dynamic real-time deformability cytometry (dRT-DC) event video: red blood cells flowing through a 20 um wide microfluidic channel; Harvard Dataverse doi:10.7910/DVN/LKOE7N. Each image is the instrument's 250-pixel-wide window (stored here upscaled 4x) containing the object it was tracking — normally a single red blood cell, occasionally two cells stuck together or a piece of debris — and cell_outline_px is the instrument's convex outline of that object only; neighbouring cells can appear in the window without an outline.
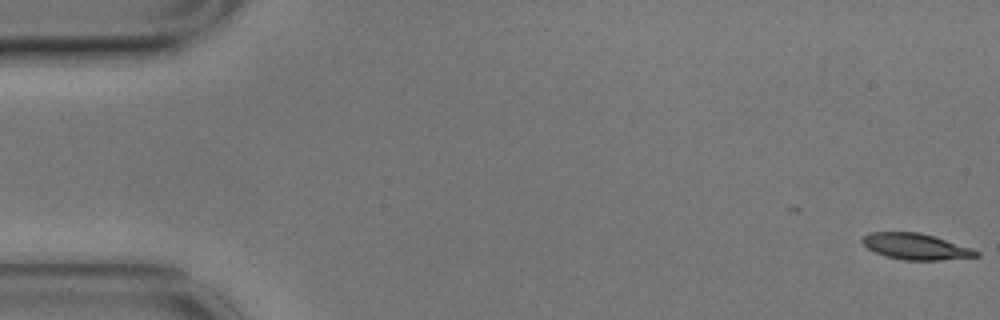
{"species": "common noctule bat (a hibernating species)", "species_latin": "Nyctalus noctula", "temperature_condition": "cold", "stored_images_in_passage": 57, "camera_frame_rate_fps": 3000, "um_per_image_px": 0.085, "animal": {"sex": "male", "body_mass_g": 17.9}, "frame": {"image": 1, "passage_image": 1, "time_ms": 0.0, "image_size_px": [1000, 320], "cell_outline_px": [[980, 256], [940, 260], [904, 260], [884, 256], [868, 248], [860, 240], [868, 232], [920, 232], [936, 236], [972, 248], [980, 252]], "centroid_in_image_um": [77.86, 20.95], "position_along_channel_um": 7.1, "area_um2": 17.46}}
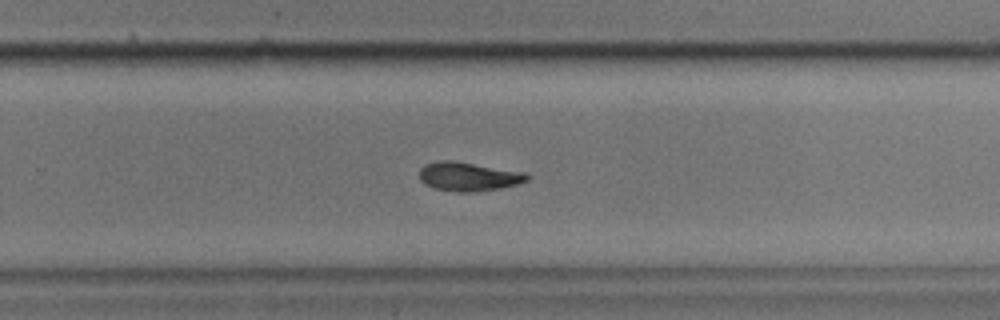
{"frame": {"image": 2, "passage_image": 37, "time_ms": 12.0, "image_size_px": [1000, 320], "cell_outline_px": [[532, 176], [528, 180], [516, 184], [500, 188], [472, 192], [456, 192], [432, 188], [424, 184], [420, 180], [420, 168], [424, 164], [440, 160], [452, 160], [524, 172]], "centroid_in_image_um": [39.79, 15.0], "position_along_channel_um": 290.0, "area_um2": 18.21}}
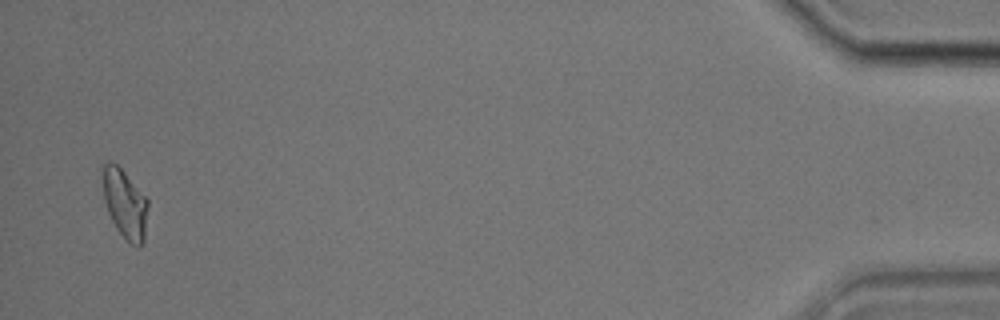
{"frame": {"image": 3, "passage_image": 56, "time_ms": 18.333, "image_size_px": [1000, 320], "cell_outline_px": [[148, 204], [144, 244], [140, 248], [136, 248], [116, 228], [108, 212], [104, 200], [100, 168], [104, 164], [112, 160], [124, 172], [148, 200]], "centroid_in_image_um": [10.6, 17.31], "position_along_channel_um": 424.6, "area_um2": 18.32}, "authors_computed_cell_mechanics": {"area_um2": 18.0914, "velocity_mm_per_s": 3.4743, "shape_relaxation_time_tau1_ms": 3.6635, "shape_relaxation_time_tau2_ms": 6.475, "deformation_change_tau1": 0.1239, "deformation_change_tau2": 0.1156}}